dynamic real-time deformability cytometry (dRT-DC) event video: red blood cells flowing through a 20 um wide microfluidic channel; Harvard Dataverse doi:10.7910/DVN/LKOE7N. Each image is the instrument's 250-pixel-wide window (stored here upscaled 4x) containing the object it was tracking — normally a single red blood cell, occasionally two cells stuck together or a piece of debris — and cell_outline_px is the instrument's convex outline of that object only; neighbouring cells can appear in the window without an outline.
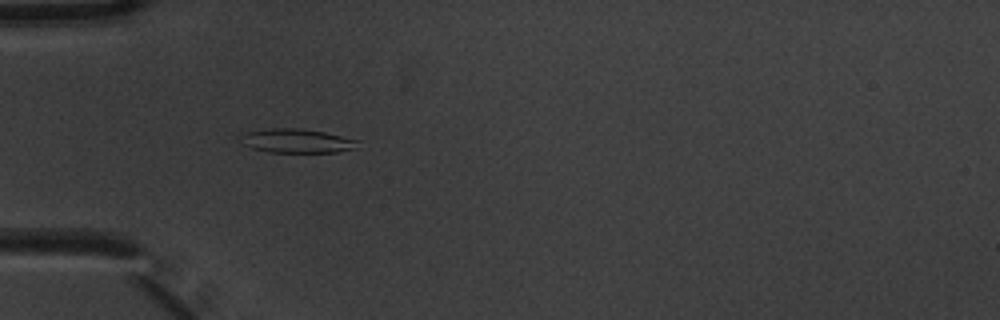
{"species": "common noctule bat (a hibernating species)", "species_latin": "Nyctalus noctula", "temperature_condition": "warm", "stored_images_in_passage": 11, "camera_frame_rate_fps": 3000, "um_per_image_px": 0.085, "animal": {"sex": "male", "body_mass_g": 20.1, "forearm_length_mm": 53.5}, "frame": {"image": 1, "passage_image": 5, "time_ms": 1.333, "image_size_px": [1000, 320], "cell_outline_px": [[360, 140], [356, 148], [336, 152], [268, 152], [252, 148], [236, 140], [236, 136], [248, 132], [272, 128], [300, 128], [324, 132]], "centroid_in_image_um": [25.18, 11.97], "position_along_channel_um": 59.8, "area_um2": 16.53}}
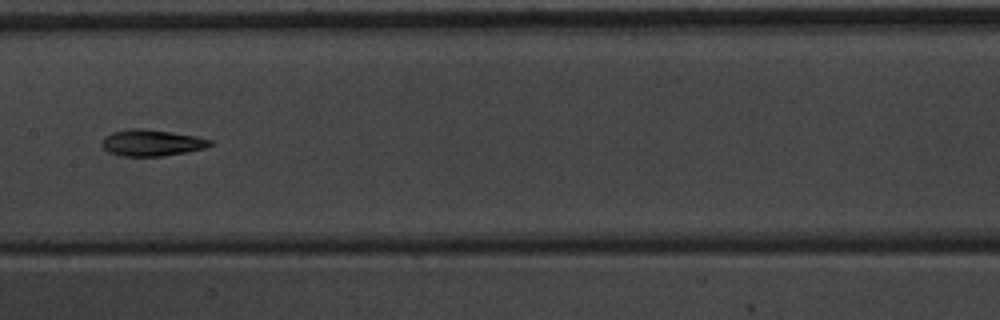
{"frame": {"image": 2, "passage_image": 8, "time_ms": 2.333, "image_size_px": [1000, 320], "cell_outline_px": [[212, 144], [204, 148], [188, 152], [164, 156], [120, 156], [108, 152], [104, 148], [104, 136], [112, 132], [128, 128], [140, 128], [172, 132], [196, 136], [212, 140]], "centroid_in_image_um": [12.9, 12.14], "position_along_channel_um": 194.5, "area_um2": 16.65}}
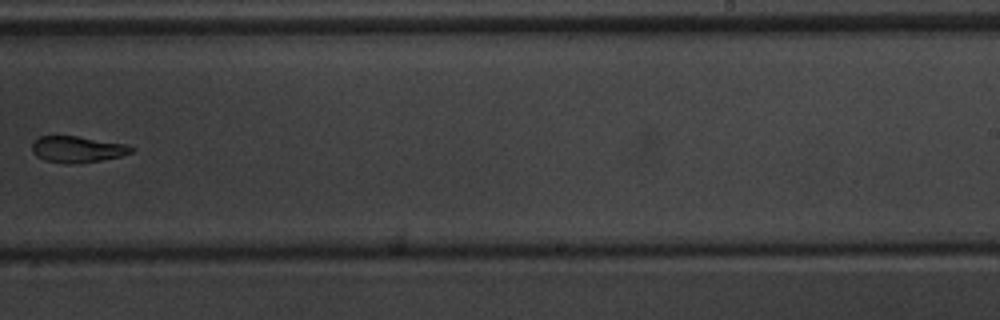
{"frame": {"image": 3, "passage_image": 10, "time_ms": 3.0, "image_size_px": [1000, 320], "cell_outline_px": [[136, 148], [132, 152], [120, 156], [100, 160], [76, 164], [68, 164], [44, 160], [36, 156], [32, 152], [32, 144], [40, 136], [76, 136], [128, 144]], "centroid_in_image_um": [6.59, 12.69], "position_along_channel_um": 282.4, "area_um2": 15.26}}